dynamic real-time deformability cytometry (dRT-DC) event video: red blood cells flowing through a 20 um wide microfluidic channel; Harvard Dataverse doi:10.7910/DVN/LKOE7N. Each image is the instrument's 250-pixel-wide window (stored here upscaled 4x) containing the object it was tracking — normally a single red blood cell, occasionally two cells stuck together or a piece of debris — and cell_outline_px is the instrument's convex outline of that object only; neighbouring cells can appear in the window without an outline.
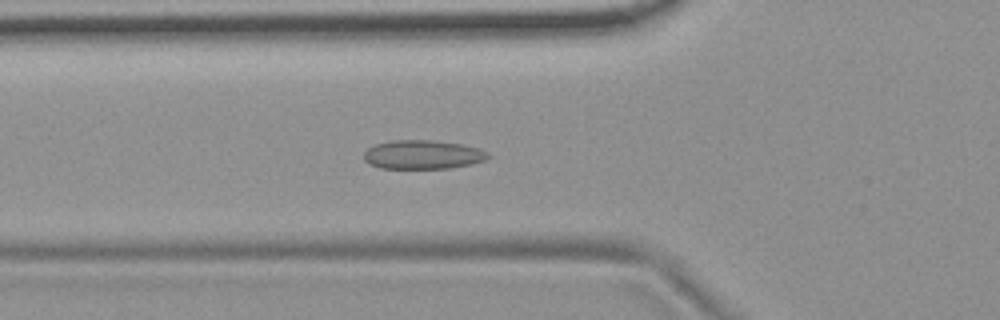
{"species": "common noctule bat (a hibernating species)", "species_latin": "Nyctalus noctula", "temperature_condition": "room temperature", "stored_images_in_passage": 54, "camera_frame_rate_fps": 3000, "um_per_image_px": 0.085, "animal": {"sex": "female", "body_mass_g": 19.9}, "frame": {"image": 1, "passage_image": 19, "time_ms": 6.0, "image_size_px": [1000, 320], "cell_outline_px": [[492, 156], [484, 160], [472, 164], [448, 168], [380, 168], [368, 164], [364, 160], [364, 152], [368, 148], [376, 144], [392, 140], [432, 140], [460, 144], [480, 148], [488, 152]], "centroid_in_image_um": [35.94, 13.14], "position_along_channel_um": 89.9, "area_um2": 20.98}}
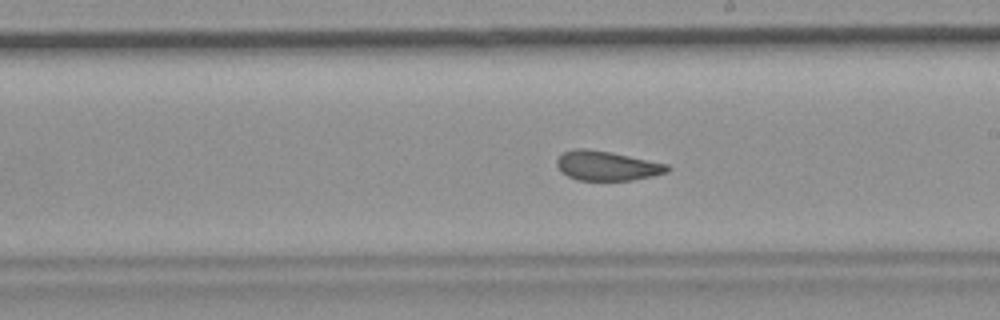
{"frame": {"image": 2, "passage_image": 31, "time_ms": 10.0, "image_size_px": [1000, 320], "cell_outline_px": [[672, 168], [668, 172], [652, 176], [632, 180], [576, 180], [560, 172], [556, 164], [556, 160], [564, 152], [576, 148], [588, 148], [612, 152], [668, 164]], "centroid_in_image_um": [51.59, 14.09], "position_along_channel_um": 237.4, "area_um2": 19.19}}
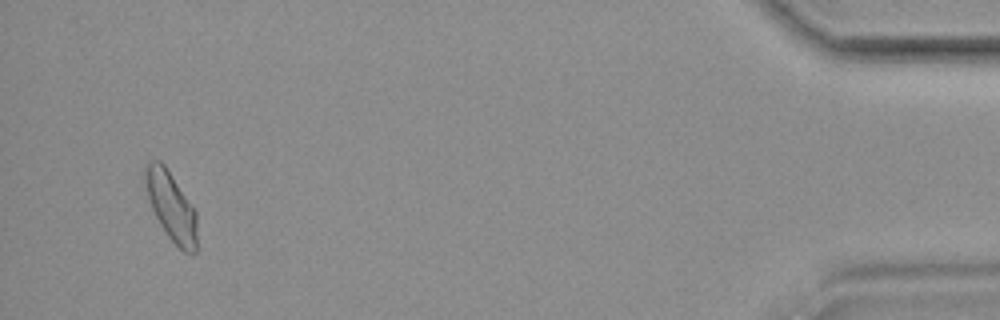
{"frame": {"image": 3, "passage_image": 52, "time_ms": 17.0, "image_size_px": [1000, 320], "cell_outline_px": [[196, 252], [192, 256], [184, 252], [168, 236], [160, 224], [152, 208], [140, 172], [148, 160], [160, 160], [164, 164], [196, 212]], "centroid_in_image_um": [14.5, 17.49], "position_along_channel_um": 420.7, "area_um2": 20.87}, "authors_computed_cell_mechanics": {"area_um2": 20.1722, "velocity_mm_per_s": 3.6961, "shape_relaxation_time_tau1_ms": null, "shape_relaxation_time_tau2_ms": 1.568, "deformation_change_tau1": null, "deformation_change_tau2": 0.0728}}